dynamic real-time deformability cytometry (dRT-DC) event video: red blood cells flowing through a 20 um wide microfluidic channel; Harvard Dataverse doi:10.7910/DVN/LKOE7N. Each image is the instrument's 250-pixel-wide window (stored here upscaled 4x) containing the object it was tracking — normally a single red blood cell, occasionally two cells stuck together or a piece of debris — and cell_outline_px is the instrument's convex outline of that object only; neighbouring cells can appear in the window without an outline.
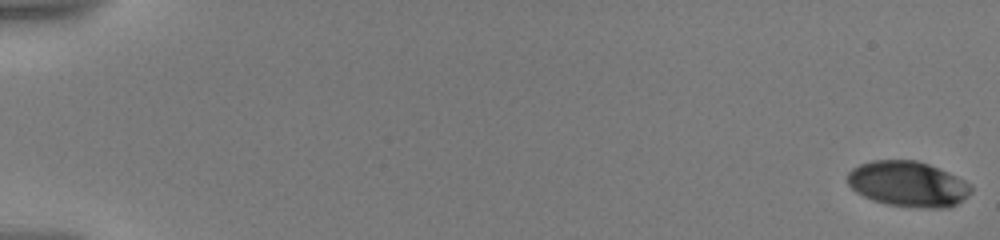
{"species": "human", "species_latin": "Homo sapiens", "temperature_condition": "warm", "stored_images_in_passage": 14, "camera_frame_rate_fps": 3000, "um_per_image_px": 0.085, "donor": {"sex": "male"}, "frame": {"image": 1, "passage_image": 1, "time_ms": 0.0, "image_size_px": [1000, 240], "cell_outline_px": [[972, 188], [968, 196], [956, 204], [948, 208], [924, 208], [888, 204], [872, 200], [856, 192], [848, 184], [848, 172], [852, 168], [860, 164], [872, 160], [916, 160], [928, 164], [948, 172], [964, 180]], "centroid_in_image_um": [77.17, 15.64], "position_along_channel_um": 7.8, "area_um2": 32.6}}
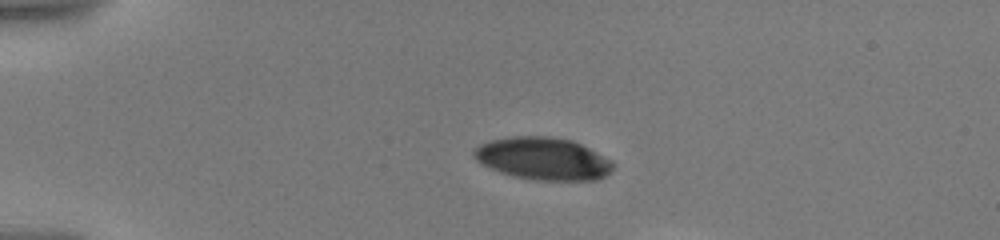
{"frame": {"image": 2, "passage_image": 8, "time_ms": 4.667, "image_size_px": [1000, 240], "cell_outline_px": [[616, 164], [600, 180], [536, 180], [516, 176], [500, 172], [476, 160], [472, 156], [472, 152], [480, 144], [488, 140], [512, 136], [552, 136], [572, 140], [612, 160]], "centroid_in_image_um": [46.16, 13.47], "position_along_channel_um": 38.8, "area_um2": 34.33}}
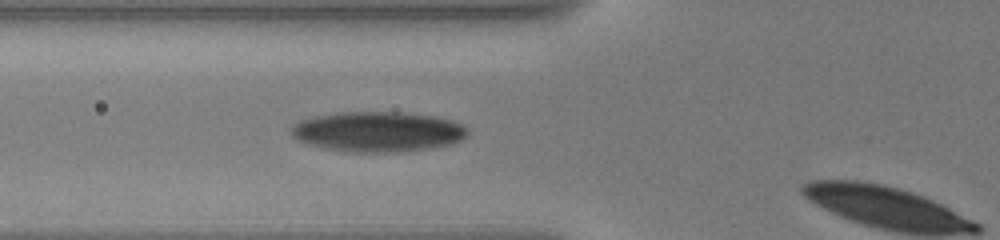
{"frame": {"image": 3, "passage_image": 13, "time_ms": 7.667, "image_size_px": [1000, 240], "cell_outline_px": [[468, 132], [460, 140], [448, 144], [428, 148], [396, 152], [356, 152], [328, 148], [304, 144], [296, 140], [292, 136], [292, 124], [300, 120], [316, 116], [336, 112], [400, 112], [436, 116], [452, 120], [468, 128]], "centroid_in_image_um": [32.08, 11.18], "position_along_channel_um": 93.7, "area_um2": 41.15}}